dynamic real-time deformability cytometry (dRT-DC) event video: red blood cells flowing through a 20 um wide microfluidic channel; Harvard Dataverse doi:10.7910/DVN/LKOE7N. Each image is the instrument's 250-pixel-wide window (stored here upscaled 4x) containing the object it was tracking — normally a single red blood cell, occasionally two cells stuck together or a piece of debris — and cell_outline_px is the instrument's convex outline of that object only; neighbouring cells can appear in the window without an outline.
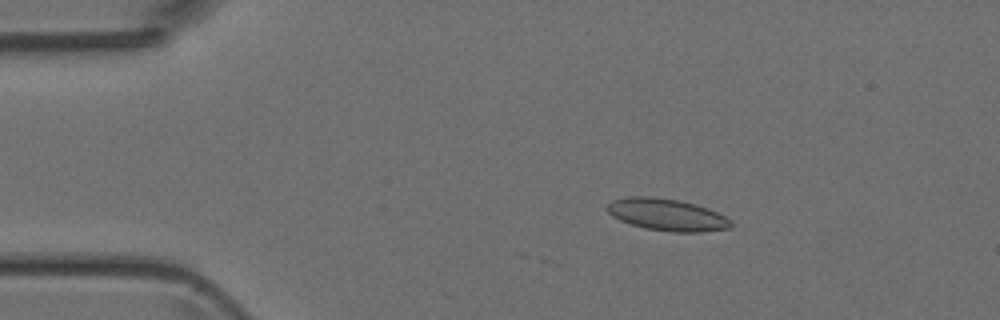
{"species": "Egyptian fruit bat (a non-hibernating species)", "species_latin": "Rousettus aegyptiacus", "temperature_condition": "room temperature", "stored_images_in_passage": 6, "camera_frame_rate_fps": 3000, "um_per_image_px": 0.085, "animal": {"sex": "female"}, "frame": {"image": 1, "passage_image": 1, "time_ms": 0.0, "image_size_px": [1000, 320], "cell_outline_px": [[732, 228], [704, 232], [672, 232], [644, 228], [620, 220], [612, 216], [604, 208], [612, 200], [628, 196], [652, 196], [680, 200], [696, 204], [708, 208], [732, 220]], "centroid_in_image_um": [56.69, 18.24], "position_along_channel_um": 28.3, "area_um2": 23.35}}